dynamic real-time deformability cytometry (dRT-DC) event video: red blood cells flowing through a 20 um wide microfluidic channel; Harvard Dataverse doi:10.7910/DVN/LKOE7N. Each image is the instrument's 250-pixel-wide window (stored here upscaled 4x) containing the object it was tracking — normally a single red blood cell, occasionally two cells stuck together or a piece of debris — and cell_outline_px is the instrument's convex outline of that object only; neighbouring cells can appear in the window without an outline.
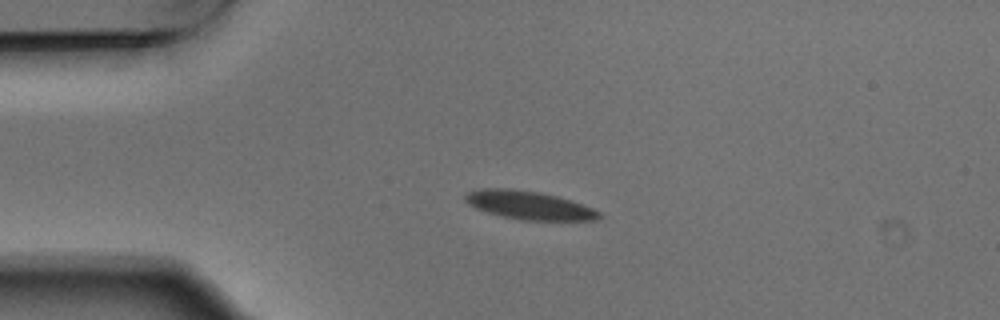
{"species": "Egyptian fruit bat (a non-hibernating species)", "species_latin": "Rousettus aegyptiacus", "temperature_condition": "warm", "stored_images_in_passage": 9, "camera_frame_rate_fps": 3000, "um_per_image_px": 0.085, "animal": {"sex": "male"}, "frame": {"image": 1, "passage_image": 2, "time_ms": 0.333, "image_size_px": [1000, 320], "cell_outline_px": [[604, 216], [600, 220], [520, 220], [488, 212], [476, 208], [468, 204], [464, 200], [464, 196], [468, 192], [484, 188], [508, 188], [540, 192], [572, 200], [592, 208], [600, 212]], "centroid_in_image_um": [45.0, 17.44], "position_along_channel_um": 40.0, "area_um2": 22.14}}
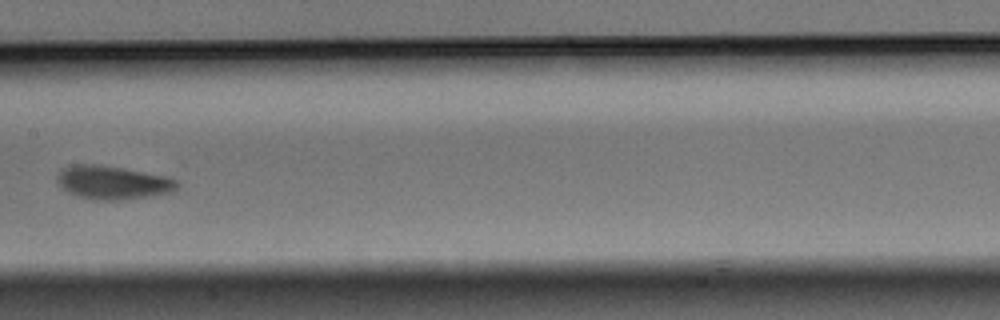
{"frame": {"image": 2, "passage_image": 6, "time_ms": 1.667, "image_size_px": [1000, 320], "cell_outline_px": [[180, 184], [176, 192], [120, 200], [92, 200], [68, 192], [56, 180], [56, 176], [60, 168], [72, 164], [100, 164], [124, 168], [168, 176], [180, 180]], "centroid_in_image_um": [9.63, 15.5], "position_along_channel_um": 197.8, "area_um2": 23.87}}
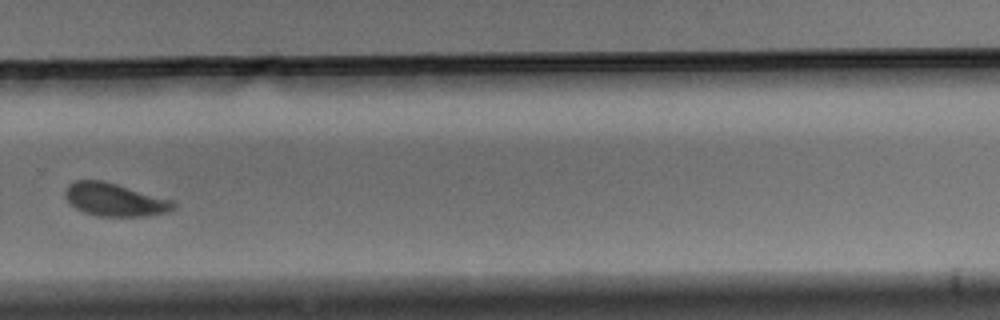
{"frame": {"image": 3, "passage_image": 9, "time_ms": 2.667, "image_size_px": [1000, 320], "cell_outline_px": [[176, 208], [168, 212], [144, 216], [96, 216], [84, 212], [76, 208], [64, 196], [64, 192], [68, 184], [76, 180], [104, 180], [176, 200]], "centroid_in_image_um": [9.8, 16.96], "position_along_channel_um": 320.0, "area_um2": 21.15}}